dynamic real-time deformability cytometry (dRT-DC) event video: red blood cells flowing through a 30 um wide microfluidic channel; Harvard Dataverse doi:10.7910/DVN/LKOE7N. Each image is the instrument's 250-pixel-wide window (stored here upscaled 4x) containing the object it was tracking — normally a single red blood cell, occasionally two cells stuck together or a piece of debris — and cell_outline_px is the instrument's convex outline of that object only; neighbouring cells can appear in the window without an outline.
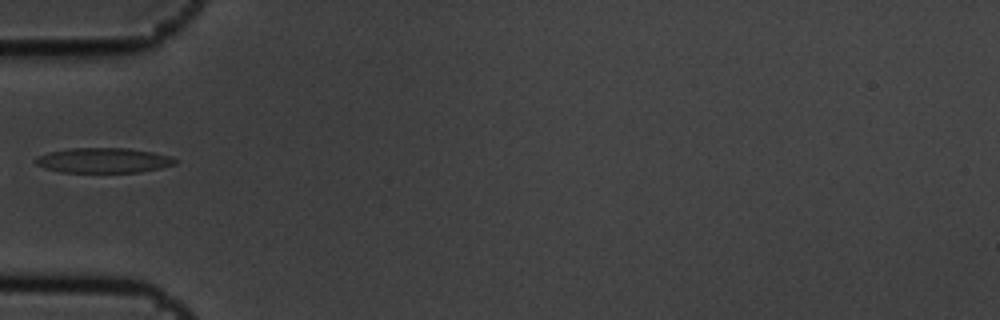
{"species": "common noctule bat (a hibernating species)", "species_latin": "Nyctalus noctula", "temperature_condition": "cold", "stored_images_in_passage": 3, "camera_frame_rate_fps": 3000, "um_per_image_px": 0.085, "animal": {"sex": "male", "body_mass_g": 19.5, "forearm_length_mm": 54.6}, "frame": {"image": 1, "passage_image": 3, "time_ms": 0.667, "image_size_px": [1000, 320], "cell_outline_px": [[176, 164], [160, 168], [140, 172], [60, 172], [44, 168], [36, 164], [32, 160], [36, 156], [48, 152], [68, 148], [128, 148], [152, 152], [168, 156], [176, 160]], "centroid_in_image_um": [8.72, 13.63], "position_along_channel_um": 76.3, "area_um2": 20.4}}